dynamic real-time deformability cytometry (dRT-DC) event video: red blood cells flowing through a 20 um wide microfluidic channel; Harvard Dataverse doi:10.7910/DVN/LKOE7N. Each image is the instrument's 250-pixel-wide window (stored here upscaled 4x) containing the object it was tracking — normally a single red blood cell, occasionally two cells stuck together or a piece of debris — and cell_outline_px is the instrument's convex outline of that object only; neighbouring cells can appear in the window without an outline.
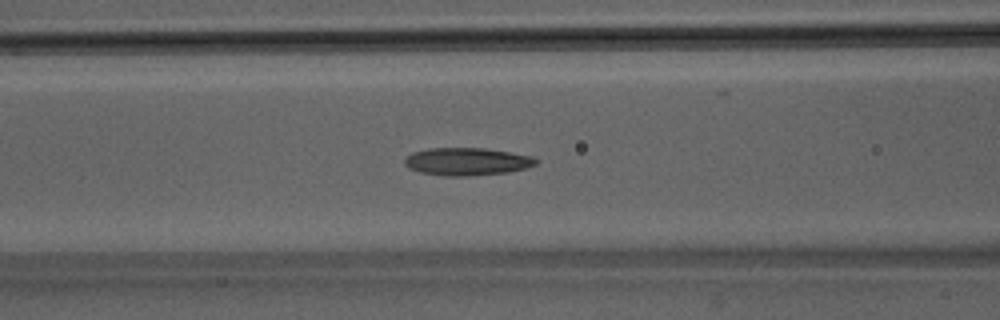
{"species": "Egyptian fruit bat (a non-hibernating species)", "species_latin": "Rousettus aegyptiacus", "temperature_condition": "room temperature", "stored_images_in_passage": 48, "camera_frame_rate_fps": 3000, "um_per_image_px": 0.085, "animal": {"sex": "male"}, "frame": {"image": 1, "passage_image": 19, "time_ms": 6.0, "image_size_px": [1000, 320], "cell_outline_px": [[536, 164], [524, 168], [508, 172], [468, 176], [444, 176], [420, 172], [408, 168], [404, 164], [404, 156], [412, 152], [428, 148], [484, 148], [532, 156], [536, 160]], "centroid_in_image_um": [39.61, 13.73], "position_along_channel_um": 127.0, "area_um2": 21.15}}
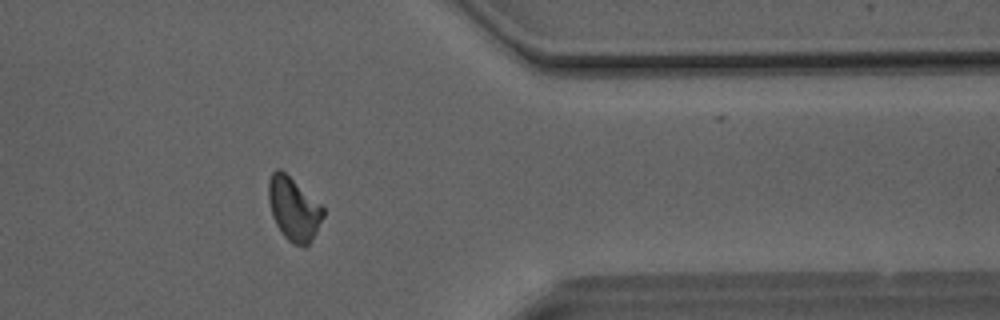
{"frame": {"image": 2, "passage_image": 39, "time_ms": 12.667, "image_size_px": [1000, 320], "cell_outline_px": [[324, 216], [316, 232], [308, 244], [304, 248], [292, 244], [280, 232], [272, 216], [268, 200], [268, 180], [272, 172], [276, 168], [280, 168], [320, 204], [324, 208]], "centroid_in_image_um": [24.94, 17.77], "position_along_channel_um": 386.5, "area_um2": 20.17}}
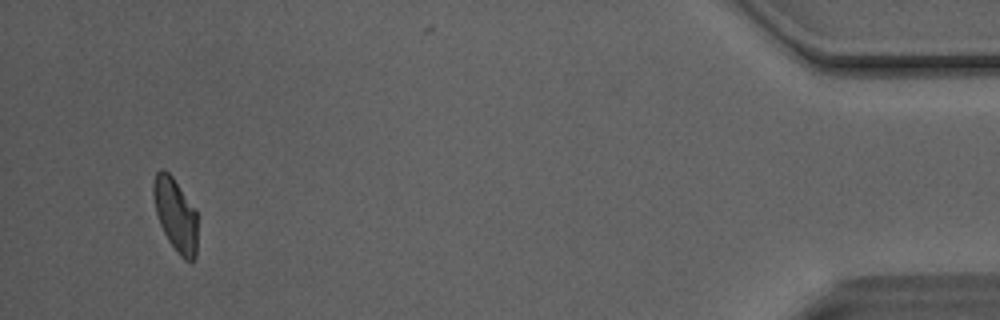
{"frame": {"image": 3, "passage_image": 46, "time_ms": 15.0, "image_size_px": [1000, 320], "cell_outline_px": [[200, 216], [196, 256], [192, 260], [184, 260], [176, 252], [168, 240], [160, 224], [156, 212], [152, 196], [152, 184], [156, 172], [160, 168], [164, 168], [172, 176], [196, 208]], "centroid_in_image_um": [14.96, 18.25], "position_along_channel_um": 420.2, "area_um2": 19.65}, "authors_computed_cell_mechanics": {"area_um2": 20.3167, "velocity_mm_per_s": 4.113, "shape_relaxation_time_tau1_ms": 6.2008, "shape_relaxation_time_tau2_ms": 1.809, "deformation_change_tau1": 0.1744, "deformation_change_tau2": 0.0883}}